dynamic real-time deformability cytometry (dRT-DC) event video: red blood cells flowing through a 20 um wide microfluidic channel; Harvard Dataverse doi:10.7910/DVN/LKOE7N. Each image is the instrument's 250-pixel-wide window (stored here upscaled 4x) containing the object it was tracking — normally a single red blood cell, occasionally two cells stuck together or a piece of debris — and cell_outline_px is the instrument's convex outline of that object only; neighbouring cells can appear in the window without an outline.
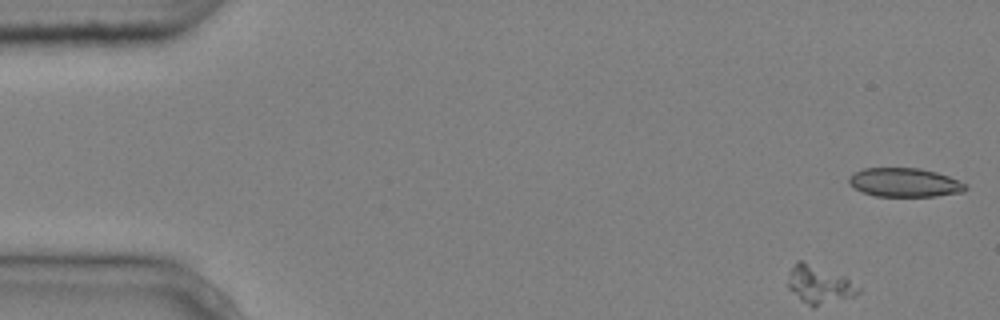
{"species": "common noctule bat (a hibernating species)", "species_latin": "Nyctalus noctula", "temperature_condition": "cold", "stored_images_in_passage": 5, "camera_frame_rate_fps": 3000, "um_per_image_px": 0.085, "animal": {"sex": "male", "body_mass_g": 20.4}, "frame": {"image": 1, "passage_image": 1, "time_ms": 0.0, "image_size_px": [1000, 320], "cell_outline_px": [[968, 188], [964, 192], [936, 196], [876, 196], [864, 192], [848, 184], [848, 176], [864, 168], [920, 168], [936, 172], [948, 176], [968, 184]], "centroid_in_image_um": [76.92, 15.51], "position_along_channel_um": 8.1, "area_um2": 19.65}}
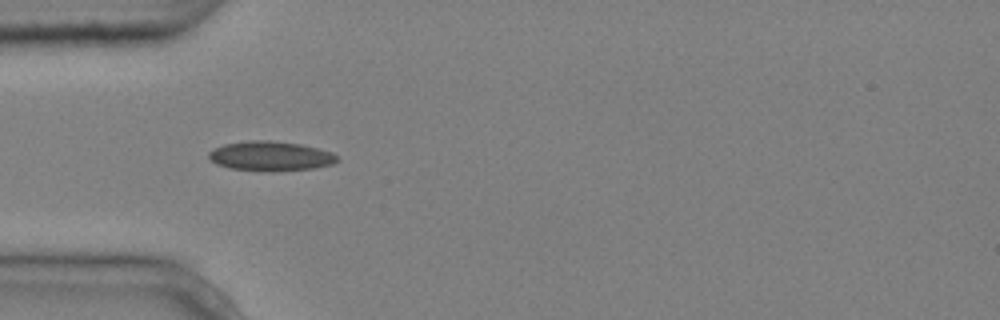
{"frame": {"image": 2, "passage_image": 4, "time_ms": 1.0, "image_size_px": [1000, 320], "cell_outline_px": [[340, 160], [332, 164], [312, 168], [272, 172], [228, 168], [216, 164], [208, 156], [208, 152], [212, 148], [224, 144], [252, 140], [268, 140], [300, 144], [332, 152]], "centroid_in_image_um": [22.96, 13.27], "position_along_channel_um": 62.0, "area_um2": 22.2}}
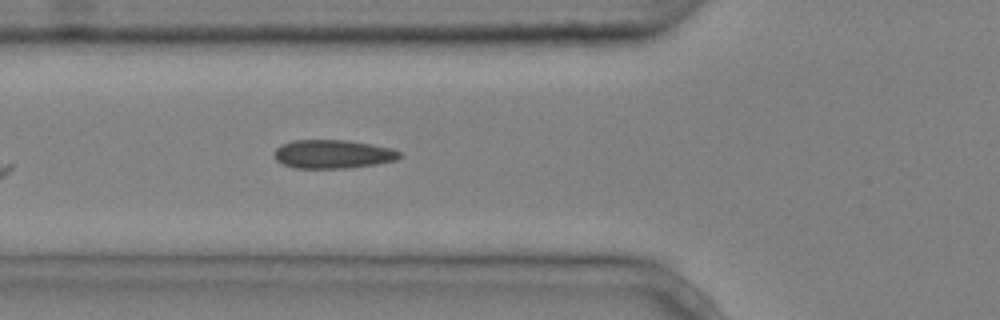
{"frame": {"image": 3, "passage_image": 5, "time_ms": 1.333, "image_size_px": [1000, 320], "cell_outline_px": [[400, 156], [396, 160], [376, 164], [348, 168], [292, 168], [276, 160], [276, 148], [292, 140], [348, 140], [392, 148], [400, 152]], "centroid_in_image_um": [28.31, 13.1], "position_along_channel_um": 97.5, "area_um2": 20.75}}